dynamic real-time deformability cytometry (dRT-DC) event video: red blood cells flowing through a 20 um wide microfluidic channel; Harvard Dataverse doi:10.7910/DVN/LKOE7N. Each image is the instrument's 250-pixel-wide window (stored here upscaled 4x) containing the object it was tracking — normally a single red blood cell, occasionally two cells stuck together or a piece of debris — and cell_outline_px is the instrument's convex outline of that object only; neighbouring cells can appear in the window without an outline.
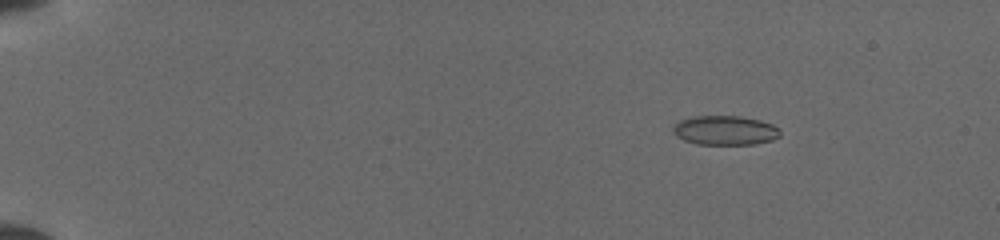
{"species": "common noctule bat (a hibernating species)", "species_latin": "Nyctalus noctula", "temperature_condition": "cold", "stored_images_in_passage": 53, "camera_frame_rate_fps": 3000, "um_per_image_px": 0.085, "animal": {"sex": "female", "body_mass_g": 19.5, "forearm_length_mm": 54.1}, "frame": {"image": 1, "passage_image": 7, "time_ms": 1.333, "image_size_px": [1000, 240], "cell_outline_px": [[780, 136], [772, 140], [756, 144], [696, 144], [684, 140], [676, 136], [672, 128], [680, 120], [692, 116], [740, 116], [760, 120], [772, 124], [780, 132]], "centroid_in_image_um": [61.62, 11.08], "position_along_channel_um": 23.4, "area_um2": 18.26}}
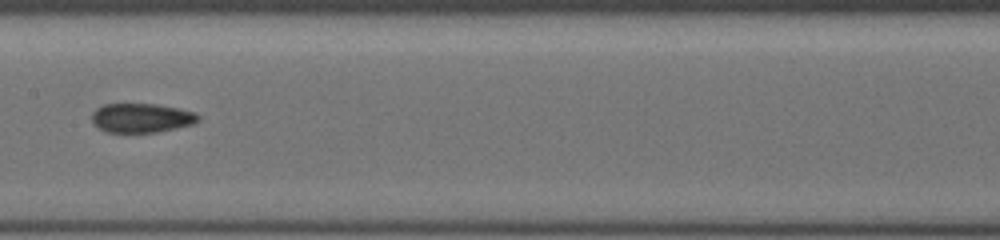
{"frame": {"image": 2, "passage_image": 24, "time_ms": 8.333, "image_size_px": [1000, 240], "cell_outline_px": [[200, 120], [196, 124], [156, 132], [108, 132], [92, 124], [92, 112], [96, 108], [104, 104], [156, 104], [180, 108], [196, 112], [200, 116]], "centroid_in_image_um": [12.07, 10.02], "position_along_channel_um": 195.3, "area_um2": 18.32}}
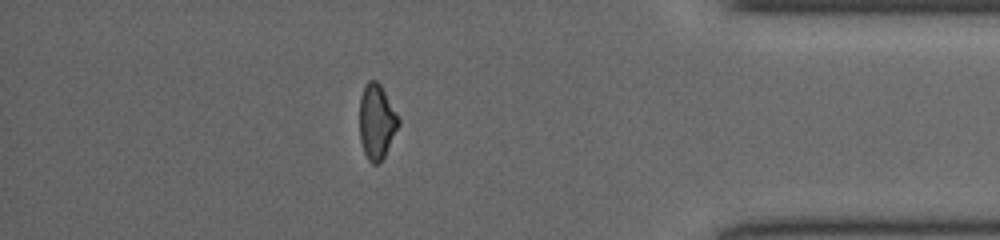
{"frame": {"image": 3, "passage_image": 46, "time_ms": 14.0, "image_size_px": [1000, 240], "cell_outline_px": [[400, 124], [384, 156], [376, 164], [372, 164], [368, 160], [364, 152], [360, 140], [360, 96], [364, 84], [368, 80], [376, 80], [380, 84], [400, 120]], "centroid_in_image_um": [32.0, 10.32], "position_along_channel_um": 403.2, "area_um2": 16.88}}